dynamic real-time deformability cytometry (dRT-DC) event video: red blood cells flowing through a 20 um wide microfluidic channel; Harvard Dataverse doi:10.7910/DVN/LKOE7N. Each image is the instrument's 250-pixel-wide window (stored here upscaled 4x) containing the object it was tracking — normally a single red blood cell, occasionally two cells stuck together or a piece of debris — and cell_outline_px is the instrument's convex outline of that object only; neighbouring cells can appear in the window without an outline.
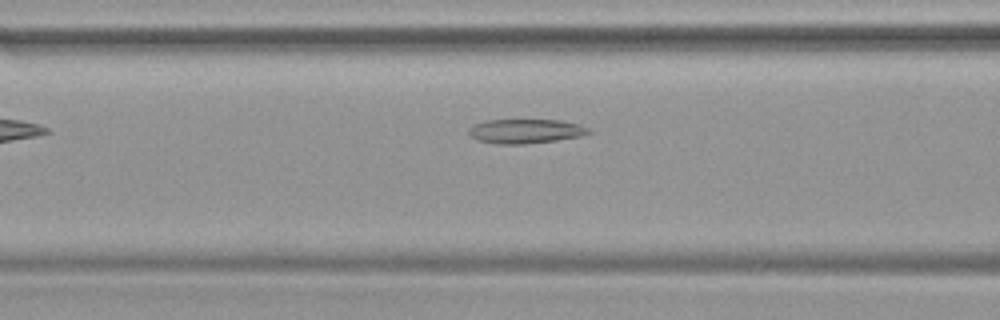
{"species": "common noctule bat (a hibernating species)", "species_latin": "Nyctalus noctula", "temperature_condition": "warm", "stored_images_in_passage": 33, "camera_frame_rate_fps": 3000, "um_per_image_px": 0.085, "animal": {"sex": "female", "body_mass_g": 19.9}, "frame": {"image": 1, "passage_image": 5, "time_ms": 1.333, "image_size_px": [1000, 320], "cell_outline_px": [[592, 132], [584, 136], [556, 140], [524, 144], [496, 144], [476, 140], [468, 132], [468, 128], [484, 120], [560, 120], [576, 124], [588, 128]], "centroid_in_image_um": [44.66, 11.16], "position_along_channel_um": 121.9, "area_um2": 16.99}}
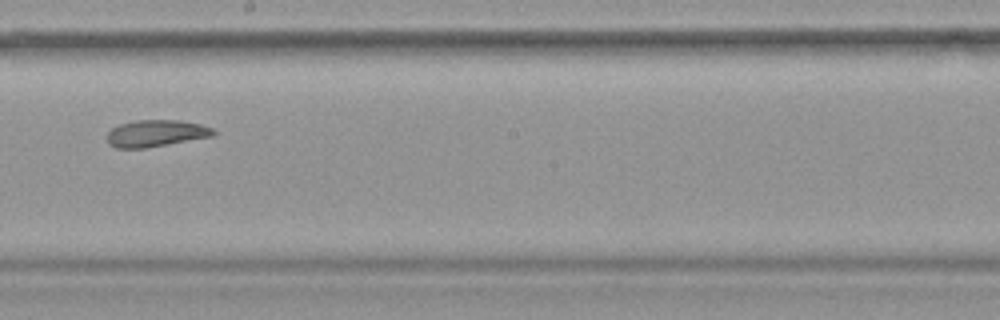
{"frame": {"image": 2, "passage_image": 13, "time_ms": 4.0, "image_size_px": [1000, 320], "cell_outline_px": [[216, 132], [212, 136], [148, 148], [116, 148], [108, 144], [108, 132], [112, 128], [120, 124], [136, 120], [180, 120], [200, 124], [212, 128]], "centroid_in_image_um": [13.25, 11.33], "position_along_channel_um": 235.0, "area_um2": 16.59}}
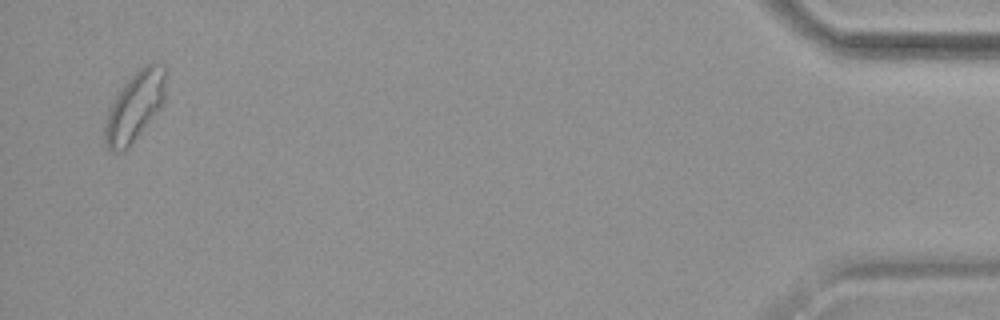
{"frame": {"image": 3, "passage_image": 32, "time_ms": 10.333, "image_size_px": [1000, 320], "cell_outline_px": [[164, 100], [160, 108], [136, 136], [120, 152], [112, 152], [104, 148], [104, 128], [108, 112], [112, 100], [120, 88], [144, 64], [152, 60], [164, 64]], "centroid_in_image_um": [11.42, 9.01], "position_along_channel_um": 423.8, "area_um2": 24.16}}